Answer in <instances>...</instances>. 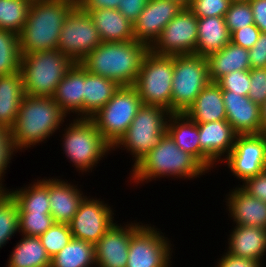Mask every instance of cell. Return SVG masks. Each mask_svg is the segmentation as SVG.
I'll return each mask as SVG.
<instances>
[{
    "label": "cell",
    "instance_id": "22",
    "mask_svg": "<svg viewBox=\"0 0 266 267\" xmlns=\"http://www.w3.org/2000/svg\"><path fill=\"white\" fill-rule=\"evenodd\" d=\"M52 98L68 116L84 118V67L80 63L67 71Z\"/></svg>",
    "mask_w": 266,
    "mask_h": 267
},
{
    "label": "cell",
    "instance_id": "50",
    "mask_svg": "<svg viewBox=\"0 0 266 267\" xmlns=\"http://www.w3.org/2000/svg\"><path fill=\"white\" fill-rule=\"evenodd\" d=\"M121 0H77V4L84 10L117 9Z\"/></svg>",
    "mask_w": 266,
    "mask_h": 267
},
{
    "label": "cell",
    "instance_id": "15",
    "mask_svg": "<svg viewBox=\"0 0 266 267\" xmlns=\"http://www.w3.org/2000/svg\"><path fill=\"white\" fill-rule=\"evenodd\" d=\"M238 181L256 176L266 169V138L263 134L238 135L233 149L222 161Z\"/></svg>",
    "mask_w": 266,
    "mask_h": 267
},
{
    "label": "cell",
    "instance_id": "7",
    "mask_svg": "<svg viewBox=\"0 0 266 267\" xmlns=\"http://www.w3.org/2000/svg\"><path fill=\"white\" fill-rule=\"evenodd\" d=\"M170 114L171 112L162 107L142 104L126 133L112 147V151L123 148L122 150L130 152L133 162L135 161L133 168L159 144L167 131Z\"/></svg>",
    "mask_w": 266,
    "mask_h": 267
},
{
    "label": "cell",
    "instance_id": "43",
    "mask_svg": "<svg viewBox=\"0 0 266 267\" xmlns=\"http://www.w3.org/2000/svg\"><path fill=\"white\" fill-rule=\"evenodd\" d=\"M250 82L248 97L261 106L266 101V68H251Z\"/></svg>",
    "mask_w": 266,
    "mask_h": 267
},
{
    "label": "cell",
    "instance_id": "35",
    "mask_svg": "<svg viewBox=\"0 0 266 267\" xmlns=\"http://www.w3.org/2000/svg\"><path fill=\"white\" fill-rule=\"evenodd\" d=\"M19 232L18 204L7 190L0 191V249Z\"/></svg>",
    "mask_w": 266,
    "mask_h": 267
},
{
    "label": "cell",
    "instance_id": "23",
    "mask_svg": "<svg viewBox=\"0 0 266 267\" xmlns=\"http://www.w3.org/2000/svg\"><path fill=\"white\" fill-rule=\"evenodd\" d=\"M229 254L262 262L266 255V228L236 225L228 235Z\"/></svg>",
    "mask_w": 266,
    "mask_h": 267
},
{
    "label": "cell",
    "instance_id": "36",
    "mask_svg": "<svg viewBox=\"0 0 266 267\" xmlns=\"http://www.w3.org/2000/svg\"><path fill=\"white\" fill-rule=\"evenodd\" d=\"M32 0H0V29L21 33Z\"/></svg>",
    "mask_w": 266,
    "mask_h": 267
},
{
    "label": "cell",
    "instance_id": "4",
    "mask_svg": "<svg viewBox=\"0 0 266 267\" xmlns=\"http://www.w3.org/2000/svg\"><path fill=\"white\" fill-rule=\"evenodd\" d=\"M77 0H32L19 34L21 54L57 49L62 26Z\"/></svg>",
    "mask_w": 266,
    "mask_h": 267
},
{
    "label": "cell",
    "instance_id": "5",
    "mask_svg": "<svg viewBox=\"0 0 266 267\" xmlns=\"http://www.w3.org/2000/svg\"><path fill=\"white\" fill-rule=\"evenodd\" d=\"M74 62L58 49L22 54L20 73L28 96L53 97Z\"/></svg>",
    "mask_w": 266,
    "mask_h": 267
},
{
    "label": "cell",
    "instance_id": "30",
    "mask_svg": "<svg viewBox=\"0 0 266 267\" xmlns=\"http://www.w3.org/2000/svg\"><path fill=\"white\" fill-rule=\"evenodd\" d=\"M31 183L16 190L7 189L18 204V213H50L49 178Z\"/></svg>",
    "mask_w": 266,
    "mask_h": 267
},
{
    "label": "cell",
    "instance_id": "14",
    "mask_svg": "<svg viewBox=\"0 0 266 267\" xmlns=\"http://www.w3.org/2000/svg\"><path fill=\"white\" fill-rule=\"evenodd\" d=\"M85 197L69 223L73 238L96 244L112 227L114 210L100 198ZM101 200V201H100Z\"/></svg>",
    "mask_w": 266,
    "mask_h": 267
},
{
    "label": "cell",
    "instance_id": "2",
    "mask_svg": "<svg viewBox=\"0 0 266 267\" xmlns=\"http://www.w3.org/2000/svg\"><path fill=\"white\" fill-rule=\"evenodd\" d=\"M68 115L52 97L25 95L11 129L12 141L17 151L22 152L46 143L61 128Z\"/></svg>",
    "mask_w": 266,
    "mask_h": 267
},
{
    "label": "cell",
    "instance_id": "9",
    "mask_svg": "<svg viewBox=\"0 0 266 267\" xmlns=\"http://www.w3.org/2000/svg\"><path fill=\"white\" fill-rule=\"evenodd\" d=\"M142 100L137 89L132 86H120L112 98L90 119L102 138L113 147L126 133Z\"/></svg>",
    "mask_w": 266,
    "mask_h": 267
},
{
    "label": "cell",
    "instance_id": "48",
    "mask_svg": "<svg viewBox=\"0 0 266 267\" xmlns=\"http://www.w3.org/2000/svg\"><path fill=\"white\" fill-rule=\"evenodd\" d=\"M217 265L214 267H263L264 263L260 261H255L252 259L236 257L228 252H224V254L216 261Z\"/></svg>",
    "mask_w": 266,
    "mask_h": 267
},
{
    "label": "cell",
    "instance_id": "39",
    "mask_svg": "<svg viewBox=\"0 0 266 267\" xmlns=\"http://www.w3.org/2000/svg\"><path fill=\"white\" fill-rule=\"evenodd\" d=\"M224 19L230 33L254 24L253 13L249 1L231 2Z\"/></svg>",
    "mask_w": 266,
    "mask_h": 267
},
{
    "label": "cell",
    "instance_id": "24",
    "mask_svg": "<svg viewBox=\"0 0 266 267\" xmlns=\"http://www.w3.org/2000/svg\"><path fill=\"white\" fill-rule=\"evenodd\" d=\"M102 42H127L134 39L133 23L118 9L87 10Z\"/></svg>",
    "mask_w": 266,
    "mask_h": 267
},
{
    "label": "cell",
    "instance_id": "29",
    "mask_svg": "<svg viewBox=\"0 0 266 267\" xmlns=\"http://www.w3.org/2000/svg\"><path fill=\"white\" fill-rule=\"evenodd\" d=\"M119 87L114 80L92 74L84 68V118L90 119L95 115Z\"/></svg>",
    "mask_w": 266,
    "mask_h": 267
},
{
    "label": "cell",
    "instance_id": "54",
    "mask_svg": "<svg viewBox=\"0 0 266 267\" xmlns=\"http://www.w3.org/2000/svg\"><path fill=\"white\" fill-rule=\"evenodd\" d=\"M264 136H265V138H266V128L264 129V131H263V133H262Z\"/></svg>",
    "mask_w": 266,
    "mask_h": 267
},
{
    "label": "cell",
    "instance_id": "1",
    "mask_svg": "<svg viewBox=\"0 0 266 267\" xmlns=\"http://www.w3.org/2000/svg\"><path fill=\"white\" fill-rule=\"evenodd\" d=\"M131 170L130 182L137 185L160 177L193 180L209 172L193 155L180 149L167 132Z\"/></svg>",
    "mask_w": 266,
    "mask_h": 267
},
{
    "label": "cell",
    "instance_id": "49",
    "mask_svg": "<svg viewBox=\"0 0 266 267\" xmlns=\"http://www.w3.org/2000/svg\"><path fill=\"white\" fill-rule=\"evenodd\" d=\"M254 24L261 32L266 33V0H249Z\"/></svg>",
    "mask_w": 266,
    "mask_h": 267
},
{
    "label": "cell",
    "instance_id": "38",
    "mask_svg": "<svg viewBox=\"0 0 266 267\" xmlns=\"http://www.w3.org/2000/svg\"><path fill=\"white\" fill-rule=\"evenodd\" d=\"M55 223L51 213H19V233L39 237Z\"/></svg>",
    "mask_w": 266,
    "mask_h": 267
},
{
    "label": "cell",
    "instance_id": "53",
    "mask_svg": "<svg viewBox=\"0 0 266 267\" xmlns=\"http://www.w3.org/2000/svg\"><path fill=\"white\" fill-rule=\"evenodd\" d=\"M231 2H246V1H249V0H230Z\"/></svg>",
    "mask_w": 266,
    "mask_h": 267
},
{
    "label": "cell",
    "instance_id": "6",
    "mask_svg": "<svg viewBox=\"0 0 266 267\" xmlns=\"http://www.w3.org/2000/svg\"><path fill=\"white\" fill-rule=\"evenodd\" d=\"M68 124L62 134L63 154L79 173L92 172L99 161L110 154L112 147L102 138L91 119L73 118Z\"/></svg>",
    "mask_w": 266,
    "mask_h": 267
},
{
    "label": "cell",
    "instance_id": "8",
    "mask_svg": "<svg viewBox=\"0 0 266 267\" xmlns=\"http://www.w3.org/2000/svg\"><path fill=\"white\" fill-rule=\"evenodd\" d=\"M174 55H157L149 50L133 85L143 105L159 106L171 112Z\"/></svg>",
    "mask_w": 266,
    "mask_h": 267
},
{
    "label": "cell",
    "instance_id": "25",
    "mask_svg": "<svg viewBox=\"0 0 266 267\" xmlns=\"http://www.w3.org/2000/svg\"><path fill=\"white\" fill-rule=\"evenodd\" d=\"M185 114L195 123L226 120L222 89L216 82H209Z\"/></svg>",
    "mask_w": 266,
    "mask_h": 267
},
{
    "label": "cell",
    "instance_id": "21",
    "mask_svg": "<svg viewBox=\"0 0 266 267\" xmlns=\"http://www.w3.org/2000/svg\"><path fill=\"white\" fill-rule=\"evenodd\" d=\"M86 195L64 179L49 178L50 213L55 223L69 224Z\"/></svg>",
    "mask_w": 266,
    "mask_h": 267
},
{
    "label": "cell",
    "instance_id": "47",
    "mask_svg": "<svg viewBox=\"0 0 266 267\" xmlns=\"http://www.w3.org/2000/svg\"><path fill=\"white\" fill-rule=\"evenodd\" d=\"M148 2L149 0H121L117 9L126 19L134 23Z\"/></svg>",
    "mask_w": 266,
    "mask_h": 267
},
{
    "label": "cell",
    "instance_id": "31",
    "mask_svg": "<svg viewBox=\"0 0 266 267\" xmlns=\"http://www.w3.org/2000/svg\"><path fill=\"white\" fill-rule=\"evenodd\" d=\"M176 145L190 153L200 162L199 129L197 123L185 113H171L167 122V131Z\"/></svg>",
    "mask_w": 266,
    "mask_h": 267
},
{
    "label": "cell",
    "instance_id": "17",
    "mask_svg": "<svg viewBox=\"0 0 266 267\" xmlns=\"http://www.w3.org/2000/svg\"><path fill=\"white\" fill-rule=\"evenodd\" d=\"M183 8L172 0H149L138 19L133 23L134 39L150 48L165 26Z\"/></svg>",
    "mask_w": 266,
    "mask_h": 267
},
{
    "label": "cell",
    "instance_id": "52",
    "mask_svg": "<svg viewBox=\"0 0 266 267\" xmlns=\"http://www.w3.org/2000/svg\"><path fill=\"white\" fill-rule=\"evenodd\" d=\"M179 3L182 7L188 8L193 0H172Z\"/></svg>",
    "mask_w": 266,
    "mask_h": 267
},
{
    "label": "cell",
    "instance_id": "28",
    "mask_svg": "<svg viewBox=\"0 0 266 267\" xmlns=\"http://www.w3.org/2000/svg\"><path fill=\"white\" fill-rule=\"evenodd\" d=\"M198 36L196 55L207 57L220 51L230 42V32L224 17L197 18Z\"/></svg>",
    "mask_w": 266,
    "mask_h": 267
},
{
    "label": "cell",
    "instance_id": "10",
    "mask_svg": "<svg viewBox=\"0 0 266 267\" xmlns=\"http://www.w3.org/2000/svg\"><path fill=\"white\" fill-rule=\"evenodd\" d=\"M209 82L205 56L174 55L171 113H185Z\"/></svg>",
    "mask_w": 266,
    "mask_h": 267
},
{
    "label": "cell",
    "instance_id": "11",
    "mask_svg": "<svg viewBox=\"0 0 266 267\" xmlns=\"http://www.w3.org/2000/svg\"><path fill=\"white\" fill-rule=\"evenodd\" d=\"M101 43L92 17L77 4L62 26L57 49L74 63H80Z\"/></svg>",
    "mask_w": 266,
    "mask_h": 267
},
{
    "label": "cell",
    "instance_id": "42",
    "mask_svg": "<svg viewBox=\"0 0 266 267\" xmlns=\"http://www.w3.org/2000/svg\"><path fill=\"white\" fill-rule=\"evenodd\" d=\"M18 151L12 141L11 130L7 127L0 125V189L7 190L3 185L4 176L7 168L10 166L13 155ZM3 180V181H2Z\"/></svg>",
    "mask_w": 266,
    "mask_h": 267
},
{
    "label": "cell",
    "instance_id": "46",
    "mask_svg": "<svg viewBox=\"0 0 266 267\" xmlns=\"http://www.w3.org/2000/svg\"><path fill=\"white\" fill-rule=\"evenodd\" d=\"M250 68H266V33L261 32L257 42L249 49Z\"/></svg>",
    "mask_w": 266,
    "mask_h": 267
},
{
    "label": "cell",
    "instance_id": "44",
    "mask_svg": "<svg viewBox=\"0 0 266 267\" xmlns=\"http://www.w3.org/2000/svg\"><path fill=\"white\" fill-rule=\"evenodd\" d=\"M261 31L255 24L230 33V41L240 47L250 49L257 42Z\"/></svg>",
    "mask_w": 266,
    "mask_h": 267
},
{
    "label": "cell",
    "instance_id": "51",
    "mask_svg": "<svg viewBox=\"0 0 266 267\" xmlns=\"http://www.w3.org/2000/svg\"><path fill=\"white\" fill-rule=\"evenodd\" d=\"M260 118L262 129L266 128V101L260 106Z\"/></svg>",
    "mask_w": 266,
    "mask_h": 267
},
{
    "label": "cell",
    "instance_id": "3",
    "mask_svg": "<svg viewBox=\"0 0 266 267\" xmlns=\"http://www.w3.org/2000/svg\"><path fill=\"white\" fill-rule=\"evenodd\" d=\"M150 48L136 40L102 42L80 64L90 73L114 80L119 86L135 84Z\"/></svg>",
    "mask_w": 266,
    "mask_h": 267
},
{
    "label": "cell",
    "instance_id": "32",
    "mask_svg": "<svg viewBox=\"0 0 266 267\" xmlns=\"http://www.w3.org/2000/svg\"><path fill=\"white\" fill-rule=\"evenodd\" d=\"M21 236L9 255L6 267H51V258L39 237Z\"/></svg>",
    "mask_w": 266,
    "mask_h": 267
},
{
    "label": "cell",
    "instance_id": "19",
    "mask_svg": "<svg viewBox=\"0 0 266 267\" xmlns=\"http://www.w3.org/2000/svg\"><path fill=\"white\" fill-rule=\"evenodd\" d=\"M226 110V120L238 135H258L263 133L260 106L248 96L231 91H222Z\"/></svg>",
    "mask_w": 266,
    "mask_h": 267
},
{
    "label": "cell",
    "instance_id": "12",
    "mask_svg": "<svg viewBox=\"0 0 266 267\" xmlns=\"http://www.w3.org/2000/svg\"><path fill=\"white\" fill-rule=\"evenodd\" d=\"M143 224L131 235L127 267H170V240L154 225Z\"/></svg>",
    "mask_w": 266,
    "mask_h": 267
},
{
    "label": "cell",
    "instance_id": "37",
    "mask_svg": "<svg viewBox=\"0 0 266 267\" xmlns=\"http://www.w3.org/2000/svg\"><path fill=\"white\" fill-rule=\"evenodd\" d=\"M73 238L69 224L54 223L39 236L41 244L50 258L61 251Z\"/></svg>",
    "mask_w": 266,
    "mask_h": 267
},
{
    "label": "cell",
    "instance_id": "34",
    "mask_svg": "<svg viewBox=\"0 0 266 267\" xmlns=\"http://www.w3.org/2000/svg\"><path fill=\"white\" fill-rule=\"evenodd\" d=\"M21 56L19 35L0 29V76L19 72Z\"/></svg>",
    "mask_w": 266,
    "mask_h": 267
},
{
    "label": "cell",
    "instance_id": "18",
    "mask_svg": "<svg viewBox=\"0 0 266 267\" xmlns=\"http://www.w3.org/2000/svg\"><path fill=\"white\" fill-rule=\"evenodd\" d=\"M116 223L94 245L96 267H127L131 235L142 223L135 220L123 226Z\"/></svg>",
    "mask_w": 266,
    "mask_h": 267
},
{
    "label": "cell",
    "instance_id": "41",
    "mask_svg": "<svg viewBox=\"0 0 266 267\" xmlns=\"http://www.w3.org/2000/svg\"><path fill=\"white\" fill-rule=\"evenodd\" d=\"M230 4V0H193L188 8L197 18L224 17Z\"/></svg>",
    "mask_w": 266,
    "mask_h": 267
},
{
    "label": "cell",
    "instance_id": "16",
    "mask_svg": "<svg viewBox=\"0 0 266 267\" xmlns=\"http://www.w3.org/2000/svg\"><path fill=\"white\" fill-rule=\"evenodd\" d=\"M197 126L199 129L200 163L210 172L214 169L213 167L222 163L231 152L238 134L227 120L197 123Z\"/></svg>",
    "mask_w": 266,
    "mask_h": 267
},
{
    "label": "cell",
    "instance_id": "13",
    "mask_svg": "<svg viewBox=\"0 0 266 267\" xmlns=\"http://www.w3.org/2000/svg\"><path fill=\"white\" fill-rule=\"evenodd\" d=\"M197 17L183 8L163 29L150 51L157 55L195 54L197 47Z\"/></svg>",
    "mask_w": 266,
    "mask_h": 267
},
{
    "label": "cell",
    "instance_id": "40",
    "mask_svg": "<svg viewBox=\"0 0 266 267\" xmlns=\"http://www.w3.org/2000/svg\"><path fill=\"white\" fill-rule=\"evenodd\" d=\"M216 83L222 91H231L238 95L248 96L250 89V70L233 71L223 75Z\"/></svg>",
    "mask_w": 266,
    "mask_h": 267
},
{
    "label": "cell",
    "instance_id": "27",
    "mask_svg": "<svg viewBox=\"0 0 266 267\" xmlns=\"http://www.w3.org/2000/svg\"><path fill=\"white\" fill-rule=\"evenodd\" d=\"M24 96L20 71L0 76V125L13 128Z\"/></svg>",
    "mask_w": 266,
    "mask_h": 267
},
{
    "label": "cell",
    "instance_id": "26",
    "mask_svg": "<svg viewBox=\"0 0 266 267\" xmlns=\"http://www.w3.org/2000/svg\"><path fill=\"white\" fill-rule=\"evenodd\" d=\"M209 79L216 82L223 75L233 71L250 70L249 49L240 47L231 41L220 51L207 57Z\"/></svg>",
    "mask_w": 266,
    "mask_h": 267
},
{
    "label": "cell",
    "instance_id": "45",
    "mask_svg": "<svg viewBox=\"0 0 266 267\" xmlns=\"http://www.w3.org/2000/svg\"><path fill=\"white\" fill-rule=\"evenodd\" d=\"M240 185L250 195L266 202V169L260 174L247 178Z\"/></svg>",
    "mask_w": 266,
    "mask_h": 267
},
{
    "label": "cell",
    "instance_id": "20",
    "mask_svg": "<svg viewBox=\"0 0 266 267\" xmlns=\"http://www.w3.org/2000/svg\"><path fill=\"white\" fill-rule=\"evenodd\" d=\"M226 209L236 225L266 228V202L250 195L241 186L226 194Z\"/></svg>",
    "mask_w": 266,
    "mask_h": 267
},
{
    "label": "cell",
    "instance_id": "33",
    "mask_svg": "<svg viewBox=\"0 0 266 267\" xmlns=\"http://www.w3.org/2000/svg\"><path fill=\"white\" fill-rule=\"evenodd\" d=\"M51 267H96L94 244L72 238L51 258Z\"/></svg>",
    "mask_w": 266,
    "mask_h": 267
}]
</instances>
